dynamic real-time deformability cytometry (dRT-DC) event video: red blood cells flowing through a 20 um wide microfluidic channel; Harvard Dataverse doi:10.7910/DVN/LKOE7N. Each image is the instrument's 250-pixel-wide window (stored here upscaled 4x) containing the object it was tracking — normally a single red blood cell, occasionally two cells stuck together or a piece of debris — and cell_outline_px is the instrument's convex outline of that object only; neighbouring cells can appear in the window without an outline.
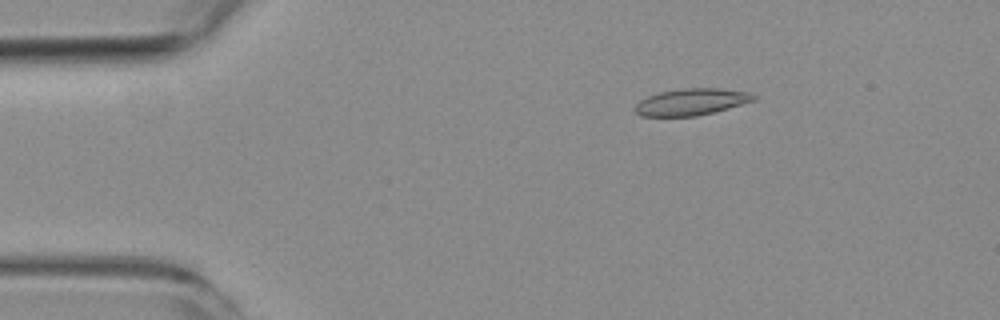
{"species": "common noctule bat (a hibernating species)", "species_latin": "Nyctalus noctula", "temperature_condition": "room temperature", "stored_images_in_passage": 47, "camera_frame_rate_fps": 3000, "um_per_image_px": 0.085, "animal": {"sex": "female", "body_mass_g": 19.3, "forearm_length_mm": 54.1}, "frame": {"image": 1, "passage_image": 1, "time_ms": 0.0, "image_size_px": [1000, 320], "cell_outline_px": [[756, 100], [728, 108], [696, 116], [640, 116], [632, 108], [640, 100], [648, 96], [660, 92], [684, 88], [720, 88], [748, 92], [756, 96]], "centroid_in_image_um": [58.74, 8.66], "position_along_channel_um": 26.3, "area_um2": 18.38}}
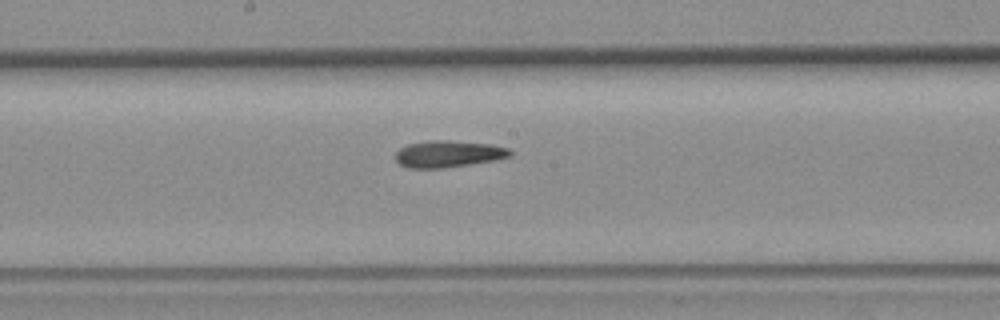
{"frame": {"image": 2, "passage_image": 21, "time_ms": 6.667, "image_size_px": [1000, 320], "cell_outline_px": [[512, 156], [496, 160], [444, 168], [408, 168], [400, 164], [396, 160], [396, 152], [400, 148], [408, 144], [432, 140], [448, 140], [492, 144], [508, 148], [512, 152]], "centroid_in_image_um": [38.13, 13.08], "position_along_channel_um": 210.1, "area_um2": 17.92}}
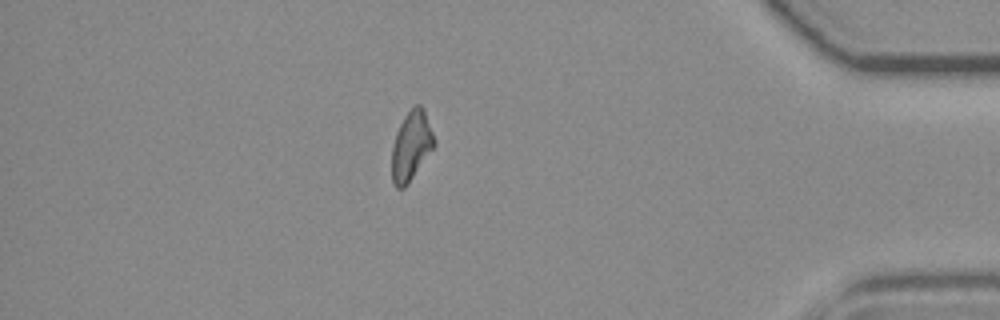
{"frame": {"image": 3, "passage_image": 40, "time_ms": 13.0, "image_size_px": [1000, 320], "cell_outline_px": [[436, 144], [408, 184], [404, 188], [396, 188], [392, 180], [392, 144], [396, 132], [404, 116], [416, 104], [420, 104], [424, 108], [436, 140]], "centroid_in_image_um": [34.96, 12.39], "position_along_channel_um": 400.2, "area_um2": 17.22}}